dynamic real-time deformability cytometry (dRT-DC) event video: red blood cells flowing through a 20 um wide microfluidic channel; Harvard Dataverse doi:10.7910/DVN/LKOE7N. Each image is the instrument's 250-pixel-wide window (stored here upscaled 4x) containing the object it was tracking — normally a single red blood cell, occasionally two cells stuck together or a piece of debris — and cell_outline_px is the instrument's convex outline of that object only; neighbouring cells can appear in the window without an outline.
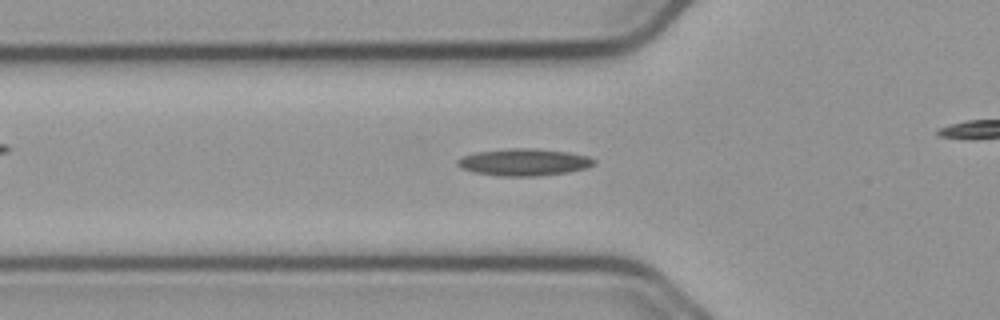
{"species": "common noctule bat (a hibernating species)", "species_latin": "Nyctalus noctula", "temperature_condition": "cold", "stored_images_in_passage": 40, "camera_frame_rate_fps": 3000, "um_per_image_px": 0.085, "animal": {"sex": "male", "body_mass_g": 23.1, "forearm_length_mm": 52.7}, "frame": {"image": 1, "passage_image": 14, "time_ms": 4.333, "image_size_px": [1000, 320], "cell_outline_px": [[596, 164], [588, 168], [568, 172], [540, 176], [500, 176], [472, 172], [460, 168], [456, 164], [456, 160], [464, 156], [476, 152], [512, 148], [528, 148], [568, 152], [588, 156], [596, 160]], "centroid_in_image_um": [44.55, 13.79], "position_along_channel_um": 81.3, "area_um2": 21.62}}
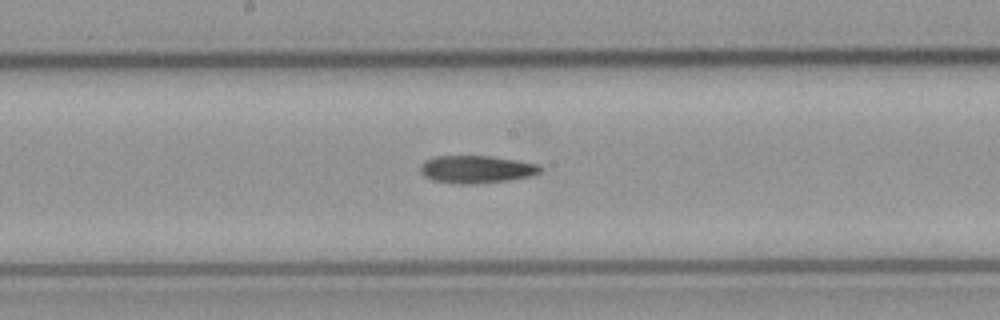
{"frame": {"image": 2, "passage_image": 24, "time_ms": 7.667, "image_size_px": [1000, 320], "cell_outline_px": [[544, 168], [540, 172], [532, 176], [508, 180], [476, 184], [456, 184], [432, 180], [424, 176], [420, 172], [420, 164], [436, 156], [492, 156], [540, 164]], "centroid_in_image_um": [40.52, 14.4], "position_along_channel_um": 207.7, "area_um2": 19.48}}
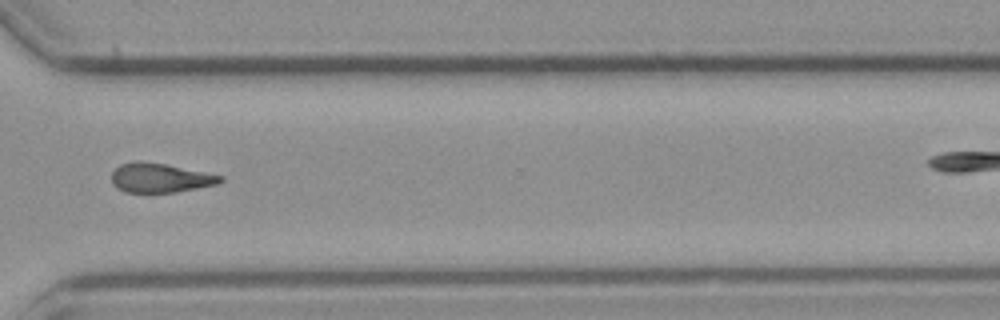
{"frame": {"image": 3, "passage_image": 36, "time_ms": 11.667, "image_size_px": [1000, 320], "cell_outline_px": [[224, 180], [220, 184], [176, 192], [124, 192], [116, 188], [112, 184], [112, 172], [120, 164], [140, 160], [164, 164], [224, 176]], "centroid_in_image_um": [13.61, 15.12], "position_along_channel_um": 357.0, "area_um2": 18.61}}